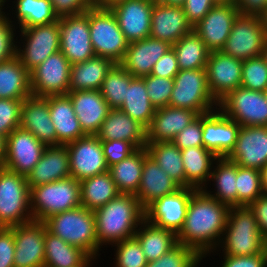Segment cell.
Instances as JSON below:
<instances>
[{"label":"cell","mask_w":267,"mask_h":267,"mask_svg":"<svg viewBox=\"0 0 267 267\" xmlns=\"http://www.w3.org/2000/svg\"><path fill=\"white\" fill-rule=\"evenodd\" d=\"M229 207L196 190L188 203L187 214L177 234V242L194 249L204 260L215 251L226 227Z\"/></svg>","instance_id":"obj_1"},{"label":"cell","mask_w":267,"mask_h":267,"mask_svg":"<svg viewBox=\"0 0 267 267\" xmlns=\"http://www.w3.org/2000/svg\"><path fill=\"white\" fill-rule=\"evenodd\" d=\"M94 214L101 248L133 237L145 220V209L133 194H118Z\"/></svg>","instance_id":"obj_2"},{"label":"cell","mask_w":267,"mask_h":267,"mask_svg":"<svg viewBox=\"0 0 267 267\" xmlns=\"http://www.w3.org/2000/svg\"><path fill=\"white\" fill-rule=\"evenodd\" d=\"M266 249L267 241L263 238L258 228L254 213L248 206H240L229 208L221 243L210 254L218 255L222 253L221 255L231 256L256 255L264 252Z\"/></svg>","instance_id":"obj_3"},{"label":"cell","mask_w":267,"mask_h":267,"mask_svg":"<svg viewBox=\"0 0 267 267\" xmlns=\"http://www.w3.org/2000/svg\"><path fill=\"white\" fill-rule=\"evenodd\" d=\"M47 230L63 241L84 250L92 258H100L94 211L84 206L54 214L45 221Z\"/></svg>","instance_id":"obj_4"},{"label":"cell","mask_w":267,"mask_h":267,"mask_svg":"<svg viewBox=\"0 0 267 267\" xmlns=\"http://www.w3.org/2000/svg\"><path fill=\"white\" fill-rule=\"evenodd\" d=\"M33 220L44 222L50 216L81 206L80 182L73 177L29 187Z\"/></svg>","instance_id":"obj_5"},{"label":"cell","mask_w":267,"mask_h":267,"mask_svg":"<svg viewBox=\"0 0 267 267\" xmlns=\"http://www.w3.org/2000/svg\"><path fill=\"white\" fill-rule=\"evenodd\" d=\"M32 220L26 176L0 167V227L11 228Z\"/></svg>","instance_id":"obj_6"},{"label":"cell","mask_w":267,"mask_h":267,"mask_svg":"<svg viewBox=\"0 0 267 267\" xmlns=\"http://www.w3.org/2000/svg\"><path fill=\"white\" fill-rule=\"evenodd\" d=\"M89 30L95 55L119 64L129 42L125 39L111 9L92 5L89 8Z\"/></svg>","instance_id":"obj_7"},{"label":"cell","mask_w":267,"mask_h":267,"mask_svg":"<svg viewBox=\"0 0 267 267\" xmlns=\"http://www.w3.org/2000/svg\"><path fill=\"white\" fill-rule=\"evenodd\" d=\"M169 106L195 111L198 115L218 108L208 86L206 69L180 70L174 77Z\"/></svg>","instance_id":"obj_8"},{"label":"cell","mask_w":267,"mask_h":267,"mask_svg":"<svg viewBox=\"0 0 267 267\" xmlns=\"http://www.w3.org/2000/svg\"><path fill=\"white\" fill-rule=\"evenodd\" d=\"M17 57L31 72L50 55L60 51V25L54 22L18 29ZM21 41V42H20Z\"/></svg>","instance_id":"obj_9"},{"label":"cell","mask_w":267,"mask_h":267,"mask_svg":"<svg viewBox=\"0 0 267 267\" xmlns=\"http://www.w3.org/2000/svg\"><path fill=\"white\" fill-rule=\"evenodd\" d=\"M218 108L240 126H267L265 92L238 87L219 101Z\"/></svg>","instance_id":"obj_10"},{"label":"cell","mask_w":267,"mask_h":267,"mask_svg":"<svg viewBox=\"0 0 267 267\" xmlns=\"http://www.w3.org/2000/svg\"><path fill=\"white\" fill-rule=\"evenodd\" d=\"M266 39L259 16L239 14L221 51L244 61L261 56Z\"/></svg>","instance_id":"obj_11"},{"label":"cell","mask_w":267,"mask_h":267,"mask_svg":"<svg viewBox=\"0 0 267 267\" xmlns=\"http://www.w3.org/2000/svg\"><path fill=\"white\" fill-rule=\"evenodd\" d=\"M60 51L73 64L95 56L89 30V9L82 14L59 17Z\"/></svg>","instance_id":"obj_12"},{"label":"cell","mask_w":267,"mask_h":267,"mask_svg":"<svg viewBox=\"0 0 267 267\" xmlns=\"http://www.w3.org/2000/svg\"><path fill=\"white\" fill-rule=\"evenodd\" d=\"M70 71L71 63L61 51L50 55L30 72L32 95L47 97L68 94Z\"/></svg>","instance_id":"obj_13"},{"label":"cell","mask_w":267,"mask_h":267,"mask_svg":"<svg viewBox=\"0 0 267 267\" xmlns=\"http://www.w3.org/2000/svg\"><path fill=\"white\" fill-rule=\"evenodd\" d=\"M46 147L31 132L14 129L6 137L3 167L27 177Z\"/></svg>","instance_id":"obj_14"},{"label":"cell","mask_w":267,"mask_h":267,"mask_svg":"<svg viewBox=\"0 0 267 267\" xmlns=\"http://www.w3.org/2000/svg\"><path fill=\"white\" fill-rule=\"evenodd\" d=\"M66 146L69 154L70 174L77 181L81 182L109 170L101 140L96 135H86Z\"/></svg>","instance_id":"obj_15"},{"label":"cell","mask_w":267,"mask_h":267,"mask_svg":"<svg viewBox=\"0 0 267 267\" xmlns=\"http://www.w3.org/2000/svg\"><path fill=\"white\" fill-rule=\"evenodd\" d=\"M197 189L181 187L176 192L156 199L145 209V219L159 228L176 235L183 227L188 203Z\"/></svg>","instance_id":"obj_16"},{"label":"cell","mask_w":267,"mask_h":267,"mask_svg":"<svg viewBox=\"0 0 267 267\" xmlns=\"http://www.w3.org/2000/svg\"><path fill=\"white\" fill-rule=\"evenodd\" d=\"M14 267H44L45 222L14 226Z\"/></svg>","instance_id":"obj_17"},{"label":"cell","mask_w":267,"mask_h":267,"mask_svg":"<svg viewBox=\"0 0 267 267\" xmlns=\"http://www.w3.org/2000/svg\"><path fill=\"white\" fill-rule=\"evenodd\" d=\"M240 125L219 108L202 114L203 146L216 157H226L234 148Z\"/></svg>","instance_id":"obj_18"},{"label":"cell","mask_w":267,"mask_h":267,"mask_svg":"<svg viewBox=\"0 0 267 267\" xmlns=\"http://www.w3.org/2000/svg\"><path fill=\"white\" fill-rule=\"evenodd\" d=\"M226 158L239 166L261 170L267 165V126H241Z\"/></svg>","instance_id":"obj_19"},{"label":"cell","mask_w":267,"mask_h":267,"mask_svg":"<svg viewBox=\"0 0 267 267\" xmlns=\"http://www.w3.org/2000/svg\"><path fill=\"white\" fill-rule=\"evenodd\" d=\"M155 2L156 0H126L110 8L129 43L150 36L151 14Z\"/></svg>","instance_id":"obj_20"},{"label":"cell","mask_w":267,"mask_h":267,"mask_svg":"<svg viewBox=\"0 0 267 267\" xmlns=\"http://www.w3.org/2000/svg\"><path fill=\"white\" fill-rule=\"evenodd\" d=\"M239 14L235 4H215L193 29L210 51H221Z\"/></svg>","instance_id":"obj_21"},{"label":"cell","mask_w":267,"mask_h":267,"mask_svg":"<svg viewBox=\"0 0 267 267\" xmlns=\"http://www.w3.org/2000/svg\"><path fill=\"white\" fill-rule=\"evenodd\" d=\"M242 64V60L222 51L210 52L205 69L210 92L218 102L230 91L241 87Z\"/></svg>","instance_id":"obj_22"},{"label":"cell","mask_w":267,"mask_h":267,"mask_svg":"<svg viewBox=\"0 0 267 267\" xmlns=\"http://www.w3.org/2000/svg\"><path fill=\"white\" fill-rule=\"evenodd\" d=\"M19 128L31 132L46 146L57 145L56 130L49 113V96L31 95L23 100Z\"/></svg>","instance_id":"obj_23"},{"label":"cell","mask_w":267,"mask_h":267,"mask_svg":"<svg viewBox=\"0 0 267 267\" xmlns=\"http://www.w3.org/2000/svg\"><path fill=\"white\" fill-rule=\"evenodd\" d=\"M171 48L169 42L149 36L130 42L119 64L133 77L150 75L155 63Z\"/></svg>","instance_id":"obj_24"},{"label":"cell","mask_w":267,"mask_h":267,"mask_svg":"<svg viewBox=\"0 0 267 267\" xmlns=\"http://www.w3.org/2000/svg\"><path fill=\"white\" fill-rule=\"evenodd\" d=\"M193 26L188 22L181 6H168L157 1L151 14L150 36L171 45L190 33Z\"/></svg>","instance_id":"obj_25"},{"label":"cell","mask_w":267,"mask_h":267,"mask_svg":"<svg viewBox=\"0 0 267 267\" xmlns=\"http://www.w3.org/2000/svg\"><path fill=\"white\" fill-rule=\"evenodd\" d=\"M85 135H96L110 110L100 90L68 92Z\"/></svg>","instance_id":"obj_26"},{"label":"cell","mask_w":267,"mask_h":267,"mask_svg":"<svg viewBox=\"0 0 267 267\" xmlns=\"http://www.w3.org/2000/svg\"><path fill=\"white\" fill-rule=\"evenodd\" d=\"M198 114L190 109L166 106L158 108L146 128V143L172 141Z\"/></svg>","instance_id":"obj_27"},{"label":"cell","mask_w":267,"mask_h":267,"mask_svg":"<svg viewBox=\"0 0 267 267\" xmlns=\"http://www.w3.org/2000/svg\"><path fill=\"white\" fill-rule=\"evenodd\" d=\"M68 177H71L68 149L60 144L47 146L26 178L29 187H36Z\"/></svg>","instance_id":"obj_28"},{"label":"cell","mask_w":267,"mask_h":267,"mask_svg":"<svg viewBox=\"0 0 267 267\" xmlns=\"http://www.w3.org/2000/svg\"><path fill=\"white\" fill-rule=\"evenodd\" d=\"M96 136L100 140H125L137 149L146 146V128L121 109H110Z\"/></svg>","instance_id":"obj_29"},{"label":"cell","mask_w":267,"mask_h":267,"mask_svg":"<svg viewBox=\"0 0 267 267\" xmlns=\"http://www.w3.org/2000/svg\"><path fill=\"white\" fill-rule=\"evenodd\" d=\"M180 188L151 157L144 159L141 182L135 195L144 209L156 199L172 194Z\"/></svg>","instance_id":"obj_30"},{"label":"cell","mask_w":267,"mask_h":267,"mask_svg":"<svg viewBox=\"0 0 267 267\" xmlns=\"http://www.w3.org/2000/svg\"><path fill=\"white\" fill-rule=\"evenodd\" d=\"M49 113L56 130L57 145H66L86 136L67 94L49 96Z\"/></svg>","instance_id":"obj_31"},{"label":"cell","mask_w":267,"mask_h":267,"mask_svg":"<svg viewBox=\"0 0 267 267\" xmlns=\"http://www.w3.org/2000/svg\"><path fill=\"white\" fill-rule=\"evenodd\" d=\"M209 182L208 186L211 188L212 185L215 188L209 189L206 186L203 190L208 195L229 208L237 207V189L235 188L236 163L228 160L226 157L217 158L214 161Z\"/></svg>","instance_id":"obj_32"},{"label":"cell","mask_w":267,"mask_h":267,"mask_svg":"<svg viewBox=\"0 0 267 267\" xmlns=\"http://www.w3.org/2000/svg\"><path fill=\"white\" fill-rule=\"evenodd\" d=\"M115 63L108 58L93 56L71 65L69 92L100 90L103 80Z\"/></svg>","instance_id":"obj_33"},{"label":"cell","mask_w":267,"mask_h":267,"mask_svg":"<svg viewBox=\"0 0 267 267\" xmlns=\"http://www.w3.org/2000/svg\"><path fill=\"white\" fill-rule=\"evenodd\" d=\"M185 173V188L204 189L210 179L214 161L218 158L204 147L181 150Z\"/></svg>","instance_id":"obj_34"},{"label":"cell","mask_w":267,"mask_h":267,"mask_svg":"<svg viewBox=\"0 0 267 267\" xmlns=\"http://www.w3.org/2000/svg\"><path fill=\"white\" fill-rule=\"evenodd\" d=\"M11 2L13 6L8 5V8L12 9L10 8L11 11L7 14L11 22L15 23L14 25L19 29L47 25L57 22L59 19L50 0H14ZM11 12L12 15L14 14L13 16Z\"/></svg>","instance_id":"obj_35"},{"label":"cell","mask_w":267,"mask_h":267,"mask_svg":"<svg viewBox=\"0 0 267 267\" xmlns=\"http://www.w3.org/2000/svg\"><path fill=\"white\" fill-rule=\"evenodd\" d=\"M31 95L30 72L20 59L0 63V99L24 100Z\"/></svg>","instance_id":"obj_36"},{"label":"cell","mask_w":267,"mask_h":267,"mask_svg":"<svg viewBox=\"0 0 267 267\" xmlns=\"http://www.w3.org/2000/svg\"><path fill=\"white\" fill-rule=\"evenodd\" d=\"M147 156L146 148H140L126 159L109 167L108 171L119 193L137 194L141 182L144 159Z\"/></svg>","instance_id":"obj_37"},{"label":"cell","mask_w":267,"mask_h":267,"mask_svg":"<svg viewBox=\"0 0 267 267\" xmlns=\"http://www.w3.org/2000/svg\"><path fill=\"white\" fill-rule=\"evenodd\" d=\"M134 236L138 239L148 262L157 260L178 244L174 232L156 227L146 219L140 224Z\"/></svg>","instance_id":"obj_38"},{"label":"cell","mask_w":267,"mask_h":267,"mask_svg":"<svg viewBox=\"0 0 267 267\" xmlns=\"http://www.w3.org/2000/svg\"><path fill=\"white\" fill-rule=\"evenodd\" d=\"M44 267H80L90 256L81 248L66 243L45 225Z\"/></svg>","instance_id":"obj_39"},{"label":"cell","mask_w":267,"mask_h":267,"mask_svg":"<svg viewBox=\"0 0 267 267\" xmlns=\"http://www.w3.org/2000/svg\"><path fill=\"white\" fill-rule=\"evenodd\" d=\"M81 206L95 211L120 194L109 171L80 182Z\"/></svg>","instance_id":"obj_40"},{"label":"cell","mask_w":267,"mask_h":267,"mask_svg":"<svg viewBox=\"0 0 267 267\" xmlns=\"http://www.w3.org/2000/svg\"><path fill=\"white\" fill-rule=\"evenodd\" d=\"M119 109L145 128L149 126L156 108L150 102L142 77L131 75V82L127 87L125 100Z\"/></svg>","instance_id":"obj_41"},{"label":"cell","mask_w":267,"mask_h":267,"mask_svg":"<svg viewBox=\"0 0 267 267\" xmlns=\"http://www.w3.org/2000/svg\"><path fill=\"white\" fill-rule=\"evenodd\" d=\"M180 70L205 69L210 50L194 29L172 45Z\"/></svg>","instance_id":"obj_42"},{"label":"cell","mask_w":267,"mask_h":267,"mask_svg":"<svg viewBox=\"0 0 267 267\" xmlns=\"http://www.w3.org/2000/svg\"><path fill=\"white\" fill-rule=\"evenodd\" d=\"M151 157L180 187H185V173L181 150L172 142L146 143Z\"/></svg>","instance_id":"obj_43"},{"label":"cell","mask_w":267,"mask_h":267,"mask_svg":"<svg viewBox=\"0 0 267 267\" xmlns=\"http://www.w3.org/2000/svg\"><path fill=\"white\" fill-rule=\"evenodd\" d=\"M131 82L129 74L120 64H115L107 73L100 88L101 95L110 109L120 108L125 100L127 87Z\"/></svg>","instance_id":"obj_44"},{"label":"cell","mask_w":267,"mask_h":267,"mask_svg":"<svg viewBox=\"0 0 267 267\" xmlns=\"http://www.w3.org/2000/svg\"><path fill=\"white\" fill-rule=\"evenodd\" d=\"M237 207L249 206L263 194L261 172L236 164Z\"/></svg>","instance_id":"obj_45"},{"label":"cell","mask_w":267,"mask_h":267,"mask_svg":"<svg viewBox=\"0 0 267 267\" xmlns=\"http://www.w3.org/2000/svg\"><path fill=\"white\" fill-rule=\"evenodd\" d=\"M114 248V265L112 267H146L148 261L138 239L133 236L112 244Z\"/></svg>","instance_id":"obj_46"},{"label":"cell","mask_w":267,"mask_h":267,"mask_svg":"<svg viewBox=\"0 0 267 267\" xmlns=\"http://www.w3.org/2000/svg\"><path fill=\"white\" fill-rule=\"evenodd\" d=\"M201 262L203 258L194 249L178 243L157 260L148 262L146 267H199Z\"/></svg>","instance_id":"obj_47"},{"label":"cell","mask_w":267,"mask_h":267,"mask_svg":"<svg viewBox=\"0 0 267 267\" xmlns=\"http://www.w3.org/2000/svg\"><path fill=\"white\" fill-rule=\"evenodd\" d=\"M241 87L264 92L267 88V63L261 56L243 61Z\"/></svg>","instance_id":"obj_48"},{"label":"cell","mask_w":267,"mask_h":267,"mask_svg":"<svg viewBox=\"0 0 267 267\" xmlns=\"http://www.w3.org/2000/svg\"><path fill=\"white\" fill-rule=\"evenodd\" d=\"M152 105L158 109L169 106V100L174 86L172 78L146 75L142 77Z\"/></svg>","instance_id":"obj_49"},{"label":"cell","mask_w":267,"mask_h":267,"mask_svg":"<svg viewBox=\"0 0 267 267\" xmlns=\"http://www.w3.org/2000/svg\"><path fill=\"white\" fill-rule=\"evenodd\" d=\"M17 29L8 14L0 16V63L17 56Z\"/></svg>","instance_id":"obj_50"},{"label":"cell","mask_w":267,"mask_h":267,"mask_svg":"<svg viewBox=\"0 0 267 267\" xmlns=\"http://www.w3.org/2000/svg\"><path fill=\"white\" fill-rule=\"evenodd\" d=\"M23 100L0 99V135L5 138L19 128Z\"/></svg>","instance_id":"obj_51"},{"label":"cell","mask_w":267,"mask_h":267,"mask_svg":"<svg viewBox=\"0 0 267 267\" xmlns=\"http://www.w3.org/2000/svg\"><path fill=\"white\" fill-rule=\"evenodd\" d=\"M172 142L180 149L204 147L202 139V114L198 115L188 126L178 133Z\"/></svg>","instance_id":"obj_52"},{"label":"cell","mask_w":267,"mask_h":267,"mask_svg":"<svg viewBox=\"0 0 267 267\" xmlns=\"http://www.w3.org/2000/svg\"><path fill=\"white\" fill-rule=\"evenodd\" d=\"M103 154L108 167L129 157L137 148L125 140H101Z\"/></svg>","instance_id":"obj_53"},{"label":"cell","mask_w":267,"mask_h":267,"mask_svg":"<svg viewBox=\"0 0 267 267\" xmlns=\"http://www.w3.org/2000/svg\"><path fill=\"white\" fill-rule=\"evenodd\" d=\"M219 267H267V249L256 255H221Z\"/></svg>","instance_id":"obj_54"},{"label":"cell","mask_w":267,"mask_h":267,"mask_svg":"<svg viewBox=\"0 0 267 267\" xmlns=\"http://www.w3.org/2000/svg\"><path fill=\"white\" fill-rule=\"evenodd\" d=\"M14 227H0V267H14Z\"/></svg>","instance_id":"obj_55"},{"label":"cell","mask_w":267,"mask_h":267,"mask_svg":"<svg viewBox=\"0 0 267 267\" xmlns=\"http://www.w3.org/2000/svg\"><path fill=\"white\" fill-rule=\"evenodd\" d=\"M179 71L176 54L171 48L155 63L151 75L174 79Z\"/></svg>","instance_id":"obj_56"},{"label":"cell","mask_w":267,"mask_h":267,"mask_svg":"<svg viewBox=\"0 0 267 267\" xmlns=\"http://www.w3.org/2000/svg\"><path fill=\"white\" fill-rule=\"evenodd\" d=\"M215 5L213 0H185L182 8L188 22L194 27Z\"/></svg>","instance_id":"obj_57"},{"label":"cell","mask_w":267,"mask_h":267,"mask_svg":"<svg viewBox=\"0 0 267 267\" xmlns=\"http://www.w3.org/2000/svg\"><path fill=\"white\" fill-rule=\"evenodd\" d=\"M54 12L59 16L85 13L92 5V0H50Z\"/></svg>","instance_id":"obj_58"},{"label":"cell","mask_w":267,"mask_h":267,"mask_svg":"<svg viewBox=\"0 0 267 267\" xmlns=\"http://www.w3.org/2000/svg\"><path fill=\"white\" fill-rule=\"evenodd\" d=\"M248 207L254 213L258 228L267 241V194L263 193Z\"/></svg>","instance_id":"obj_59"},{"label":"cell","mask_w":267,"mask_h":267,"mask_svg":"<svg viewBox=\"0 0 267 267\" xmlns=\"http://www.w3.org/2000/svg\"><path fill=\"white\" fill-rule=\"evenodd\" d=\"M235 6L240 14L259 16L267 7V0H236Z\"/></svg>","instance_id":"obj_60"},{"label":"cell","mask_w":267,"mask_h":267,"mask_svg":"<svg viewBox=\"0 0 267 267\" xmlns=\"http://www.w3.org/2000/svg\"><path fill=\"white\" fill-rule=\"evenodd\" d=\"M126 0H92L93 6L101 8H111L115 4Z\"/></svg>","instance_id":"obj_61"},{"label":"cell","mask_w":267,"mask_h":267,"mask_svg":"<svg viewBox=\"0 0 267 267\" xmlns=\"http://www.w3.org/2000/svg\"><path fill=\"white\" fill-rule=\"evenodd\" d=\"M261 186L264 194H267V165H265L261 170Z\"/></svg>","instance_id":"obj_62"},{"label":"cell","mask_w":267,"mask_h":267,"mask_svg":"<svg viewBox=\"0 0 267 267\" xmlns=\"http://www.w3.org/2000/svg\"><path fill=\"white\" fill-rule=\"evenodd\" d=\"M6 138L0 135V167L4 165Z\"/></svg>","instance_id":"obj_63"},{"label":"cell","mask_w":267,"mask_h":267,"mask_svg":"<svg viewBox=\"0 0 267 267\" xmlns=\"http://www.w3.org/2000/svg\"><path fill=\"white\" fill-rule=\"evenodd\" d=\"M160 4L168 5V6H183L185 0H156Z\"/></svg>","instance_id":"obj_64"},{"label":"cell","mask_w":267,"mask_h":267,"mask_svg":"<svg viewBox=\"0 0 267 267\" xmlns=\"http://www.w3.org/2000/svg\"><path fill=\"white\" fill-rule=\"evenodd\" d=\"M262 27L264 28V31L267 35V7L264 9V11L259 15Z\"/></svg>","instance_id":"obj_65"},{"label":"cell","mask_w":267,"mask_h":267,"mask_svg":"<svg viewBox=\"0 0 267 267\" xmlns=\"http://www.w3.org/2000/svg\"><path fill=\"white\" fill-rule=\"evenodd\" d=\"M7 0H0V16L5 15L6 13H8L6 11V9L8 8V4L6 5ZM6 5V6H5ZM7 7V8H6ZM4 10V11H3Z\"/></svg>","instance_id":"obj_66"},{"label":"cell","mask_w":267,"mask_h":267,"mask_svg":"<svg viewBox=\"0 0 267 267\" xmlns=\"http://www.w3.org/2000/svg\"><path fill=\"white\" fill-rule=\"evenodd\" d=\"M99 258H92L90 257L82 266L80 267H92L94 263H98L96 262V260H98Z\"/></svg>","instance_id":"obj_67"},{"label":"cell","mask_w":267,"mask_h":267,"mask_svg":"<svg viewBox=\"0 0 267 267\" xmlns=\"http://www.w3.org/2000/svg\"><path fill=\"white\" fill-rule=\"evenodd\" d=\"M215 4H235L236 0H213Z\"/></svg>","instance_id":"obj_68"},{"label":"cell","mask_w":267,"mask_h":267,"mask_svg":"<svg viewBox=\"0 0 267 267\" xmlns=\"http://www.w3.org/2000/svg\"><path fill=\"white\" fill-rule=\"evenodd\" d=\"M262 57L265 59V62L267 63V39L265 41L264 49L262 51Z\"/></svg>","instance_id":"obj_69"}]
</instances>
